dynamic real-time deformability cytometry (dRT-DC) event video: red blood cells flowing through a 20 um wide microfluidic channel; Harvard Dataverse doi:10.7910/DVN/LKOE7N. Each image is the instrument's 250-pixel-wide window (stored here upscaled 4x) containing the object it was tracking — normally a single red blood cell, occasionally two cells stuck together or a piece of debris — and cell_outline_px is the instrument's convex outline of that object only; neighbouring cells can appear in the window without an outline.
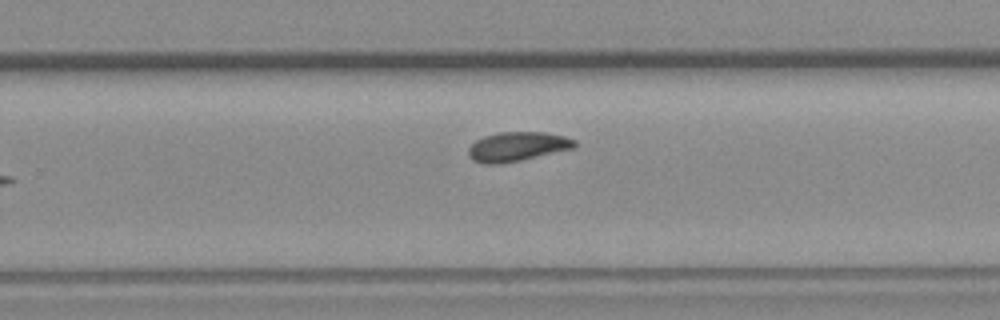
{"species": "common noctule bat (a hibernating species)", "species_latin": "Nyctalus noctula", "temperature_condition": "room temperature", "stored_images_in_passage": 11, "camera_frame_rate_fps": 3000, "um_per_image_px": 0.085, "animal": {"sex": "female", "body_mass_g": 19.3, "forearm_length_mm": 54.1}, "frame": {"image": 1, "passage_image": 10, "time_ms": 3.0, "image_size_px": [1000, 320], "cell_outline_px": [[576, 148], [520, 160], [496, 164], [484, 164], [472, 160], [468, 156], [468, 148], [476, 140], [484, 136], [500, 132], [544, 132], [564, 136], [576, 140]], "centroid_in_image_um": [43.97, 12.46], "position_along_channel_um": 285.8, "area_um2": 18.15}}